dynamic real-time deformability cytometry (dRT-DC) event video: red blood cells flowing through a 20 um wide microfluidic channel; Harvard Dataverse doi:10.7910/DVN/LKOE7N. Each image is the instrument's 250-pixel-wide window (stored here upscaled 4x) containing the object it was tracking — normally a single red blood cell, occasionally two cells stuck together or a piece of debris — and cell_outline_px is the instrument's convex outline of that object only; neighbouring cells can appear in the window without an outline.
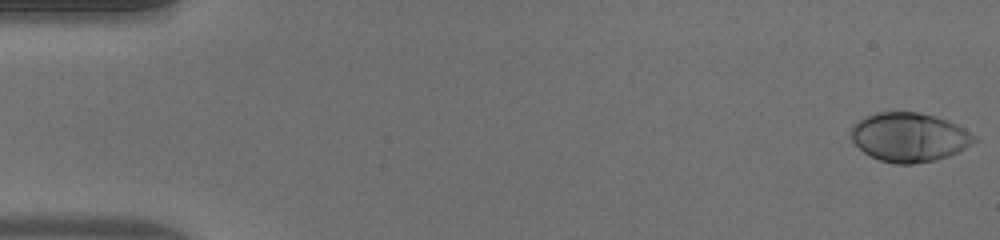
{"species": "human", "species_latin": "Homo sapiens", "temperature_condition": "warm", "stored_images_in_passage": 51, "camera_frame_rate_fps": 3000, "um_per_image_px": 0.085, "donor": {"sex": "male"}, "frame": {"image": 1, "passage_image": 1, "time_ms": 0.0, "image_size_px": [1000, 240], "cell_outline_px": [[980, 140], [948, 156], [936, 160], [912, 164], [896, 164], [880, 160], [864, 152], [848, 136], [852, 124], [856, 120], [864, 116], [876, 112], [920, 112], [948, 120], [964, 128], [976, 136]], "centroid_in_image_um": [77.26, 11.64], "position_along_channel_um": 7.7, "area_um2": 35.55}}
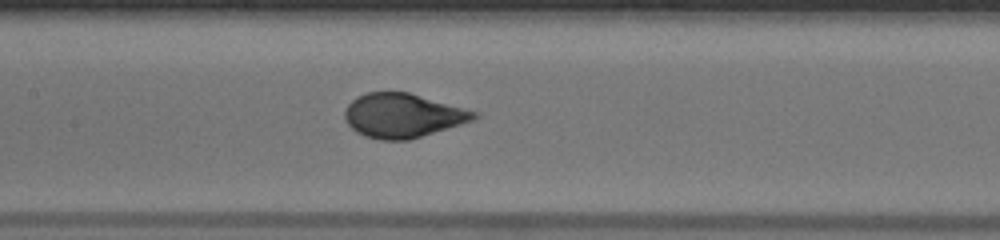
{"frame": {"image": 2, "passage_image": 25, "time_ms": 8.0, "image_size_px": [1000, 240], "cell_outline_px": [[480, 116], [472, 120], [460, 124], [408, 140], [380, 140], [364, 136], [356, 132], [344, 120], [344, 108], [356, 96], [368, 92], [408, 92], [480, 112]], "centroid_in_image_um": [34.21, 9.81], "position_along_channel_um": 173.2, "area_um2": 33.29}}
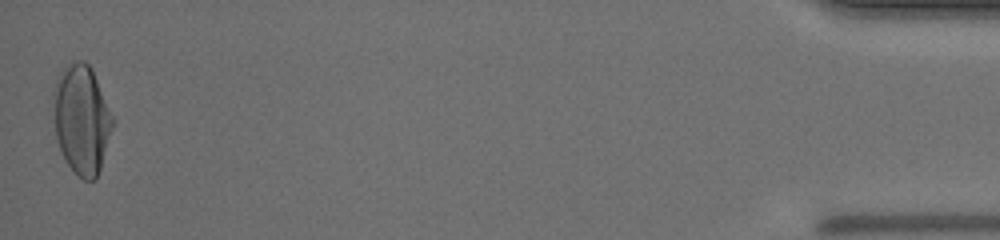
{"frame": {"image": 3, "passage_image": 51, "time_ms": 16.667, "image_size_px": [1000, 240], "cell_outline_px": [[116, 120], [96, 180], [84, 180], [68, 164], [60, 148], [56, 136], [56, 80], [60, 72], [64, 68], [76, 60], [84, 60], [92, 68]], "centroid_in_image_um": [7.02, 10.14], "position_along_channel_um": 428.2, "area_um2": 37.05}, "authors_computed_cell_mechanics": {"area_um2": 34.2754, "velocity_mm_per_s": 4.0099, "shape_relaxation_time_tau1_ms": 4.2404, "shape_relaxation_time_tau2_ms": null, "deformation_change_tau1": 0.2342, "deformation_change_tau2": null}}